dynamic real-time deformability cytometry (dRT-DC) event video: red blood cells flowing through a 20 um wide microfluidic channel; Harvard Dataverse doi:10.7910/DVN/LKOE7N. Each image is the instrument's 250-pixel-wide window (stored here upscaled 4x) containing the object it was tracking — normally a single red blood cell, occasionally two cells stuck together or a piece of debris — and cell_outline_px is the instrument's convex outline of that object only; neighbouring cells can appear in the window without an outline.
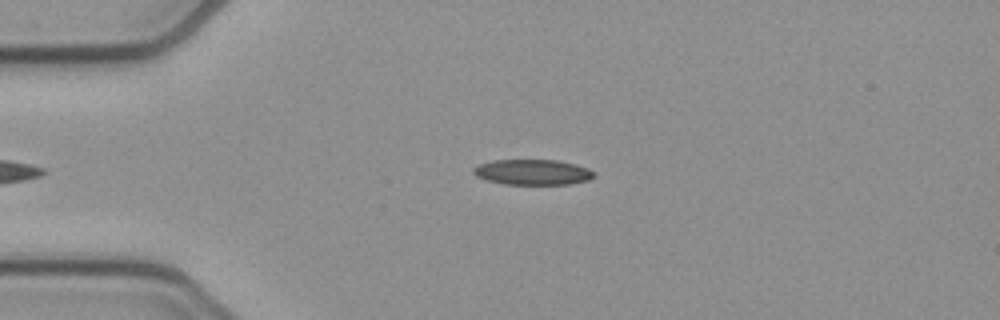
{"species": "common noctule bat (a hibernating species)", "species_latin": "Nyctalus noctula", "temperature_condition": "cold", "stored_images_in_passage": 32, "camera_frame_rate_fps": 3000, "um_per_image_px": 0.085, "animal": {"sex": "female", "body_mass_g": 21.9}, "frame": {"image": 1, "passage_image": 2, "time_ms": 0.333, "image_size_px": [1000, 320], "cell_outline_px": [[592, 176], [580, 180], [556, 184], [516, 184], [496, 180], [484, 176], [476, 172], [480, 168], [488, 164], [508, 160], [540, 160], [564, 164], [580, 168], [592, 172]], "centroid_in_image_um": [45.32, 14.64], "position_along_channel_um": 39.7, "area_um2": 15.03}}
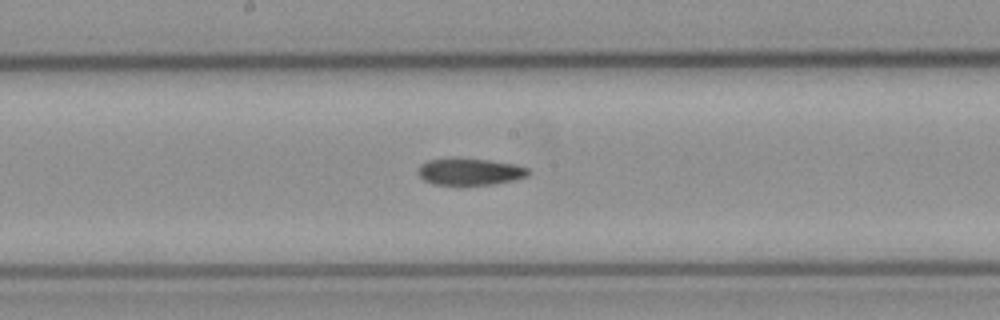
{"frame": {"image": 2, "passage_image": 17, "time_ms": 5.333, "image_size_px": [1000, 320], "cell_outline_px": [[524, 172], [516, 176], [496, 180], [464, 184], [460, 184], [432, 180], [424, 176], [424, 168], [428, 164], [448, 160], [464, 160], [496, 164], [520, 168]], "centroid_in_image_um": [39.83, 14.6], "position_along_channel_um": 208.4, "area_um2": 12.43}}
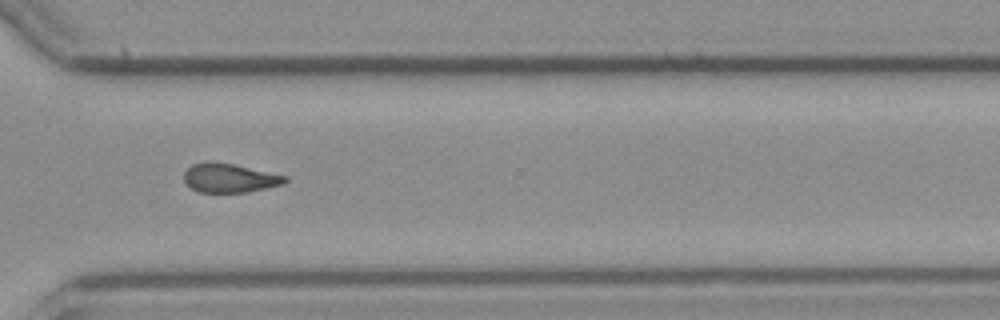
{"frame": {"image": 3, "passage_image": 28, "time_ms": 9.0, "image_size_px": [1000, 320], "cell_outline_px": [[284, 180], [276, 184], [236, 192], [208, 192], [196, 188], [188, 184], [188, 172], [192, 168], [200, 164], [224, 164], [280, 176]], "centroid_in_image_um": [19.44, 15.17], "position_along_channel_um": 351.2, "area_um2": 14.05}}